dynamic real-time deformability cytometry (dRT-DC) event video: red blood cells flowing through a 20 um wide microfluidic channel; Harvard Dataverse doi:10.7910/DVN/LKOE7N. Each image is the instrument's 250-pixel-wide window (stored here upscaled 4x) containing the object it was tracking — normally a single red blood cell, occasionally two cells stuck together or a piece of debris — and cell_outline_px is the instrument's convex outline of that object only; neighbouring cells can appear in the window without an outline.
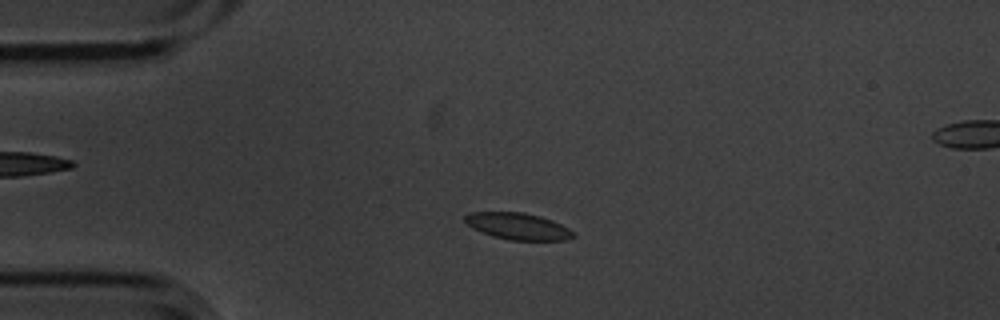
{"species": "common noctule bat (a hibernating species)", "species_latin": "Nyctalus noctula", "temperature_condition": "cold", "stored_images_in_passage": 4, "camera_frame_rate_fps": 3000, "um_per_image_px": 0.085, "animal": {"sex": "male", "body_mass_g": 20.1, "forearm_length_mm": 53.5}, "frame": {"image": 1, "passage_image": 2, "time_ms": 0.333, "image_size_px": [1000, 320], "cell_outline_px": [[576, 236], [564, 240], [512, 240], [492, 236], [472, 228], [464, 220], [464, 216], [472, 212], [524, 212], [540, 216], [552, 220], [568, 228]], "centroid_in_image_um": [44.01, 19.22], "position_along_channel_um": 41.0, "area_um2": 16.7}}
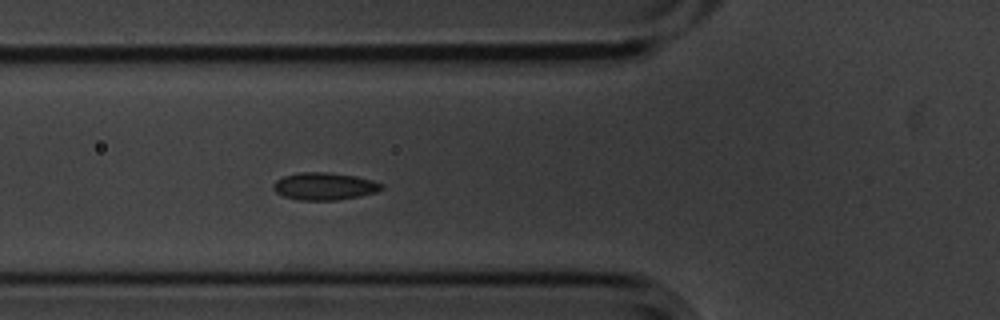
{"frame": {"image": 2, "passage_image": 4, "time_ms": 1.0, "image_size_px": [1000, 320], "cell_outline_px": [[384, 188], [376, 192], [360, 196], [336, 200], [296, 200], [284, 196], [276, 192], [272, 188], [272, 184], [276, 180], [284, 176], [300, 172], [328, 172], [356, 176], [372, 180], [384, 184]], "centroid_in_image_um": [27.57, 15.83], "position_along_channel_um": 98.2, "area_um2": 17.4}}